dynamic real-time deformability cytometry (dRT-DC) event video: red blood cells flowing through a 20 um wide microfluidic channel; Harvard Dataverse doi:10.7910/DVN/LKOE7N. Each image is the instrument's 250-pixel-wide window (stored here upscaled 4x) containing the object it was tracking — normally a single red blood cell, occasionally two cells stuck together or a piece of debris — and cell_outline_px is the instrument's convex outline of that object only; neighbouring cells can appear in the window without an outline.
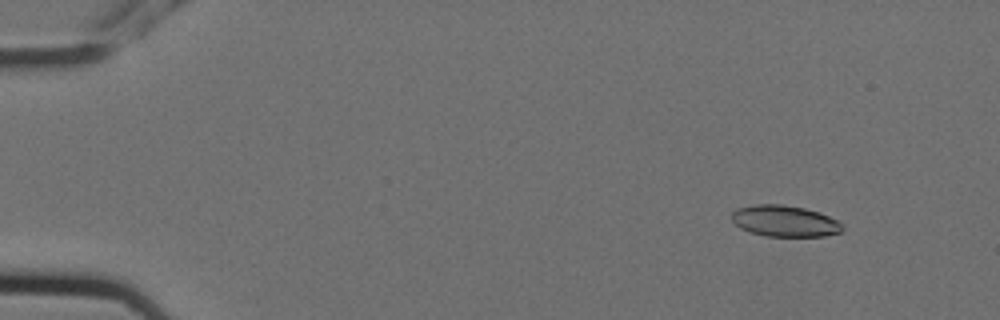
{"species": "Egyptian fruit bat (a non-hibernating species)", "species_latin": "Rousettus aegyptiacus", "temperature_condition": "cold", "stored_images_in_passage": 4, "camera_frame_rate_fps": 3000, "um_per_image_px": 0.085, "animal": {"sex": "female"}, "frame": {"image": 1, "passage_image": 1, "time_ms": 0.0, "image_size_px": [1000, 320], "cell_outline_px": [[844, 228], [840, 232], [824, 236], [764, 236], [740, 228], [732, 220], [732, 212], [736, 208], [756, 204], [780, 204], [804, 208], [820, 212], [836, 220]], "centroid_in_image_um": [66.68, 18.78], "position_along_channel_um": 18.3, "area_um2": 20.06}}
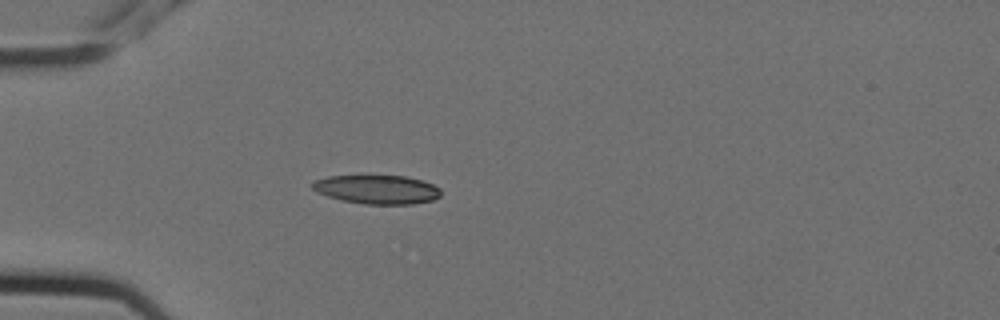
{"frame": {"image": 2, "passage_image": 4, "time_ms": 1.0, "image_size_px": [1000, 320], "cell_outline_px": [[440, 196], [432, 200], [412, 204], [364, 204], [344, 200], [328, 196], [316, 192], [312, 188], [312, 180], [328, 176], [404, 176], [420, 180], [432, 184], [440, 188]], "centroid_in_image_um": [32.02, 16.1], "position_along_channel_um": 53.0, "area_um2": 21.44}}